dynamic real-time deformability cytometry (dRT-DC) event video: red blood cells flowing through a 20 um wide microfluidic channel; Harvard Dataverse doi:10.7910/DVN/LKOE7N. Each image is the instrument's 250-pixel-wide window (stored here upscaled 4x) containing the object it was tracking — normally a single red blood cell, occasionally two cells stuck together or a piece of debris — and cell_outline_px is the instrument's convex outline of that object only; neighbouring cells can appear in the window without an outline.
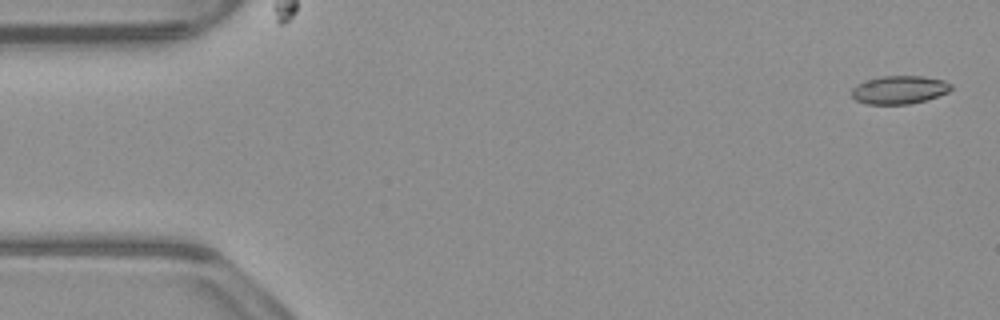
{"species": "common noctule bat (a hibernating species)", "species_latin": "Nyctalus noctula", "temperature_condition": "warm", "stored_images_in_passage": 54, "camera_frame_rate_fps": 3000, "um_per_image_px": 0.085, "animal": {"sex": "male", "body_mass_g": 23.1, "forearm_length_mm": 52.7}, "frame": {"image": 1, "passage_image": 2, "time_ms": 0.333, "image_size_px": [1000, 320], "cell_outline_px": [[952, 88], [948, 92], [924, 100], [908, 104], [868, 104], [856, 100], [852, 96], [852, 88], [856, 84], [864, 80], [884, 76], [924, 76], [944, 80], [952, 84]], "centroid_in_image_um": [76.43, 7.62], "position_along_channel_um": 8.6, "area_um2": 16.3}}
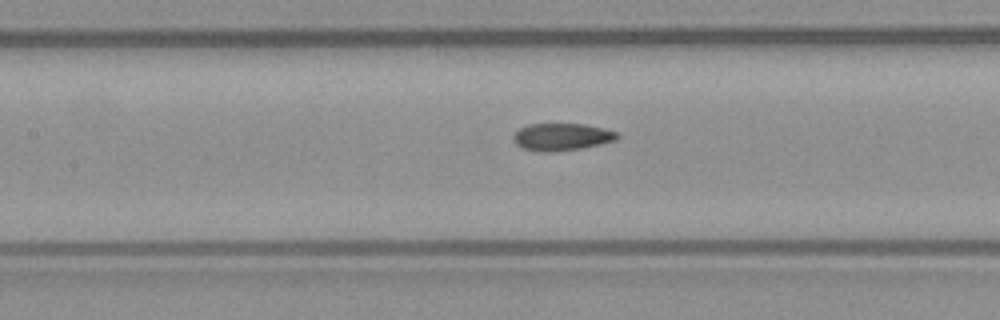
{"frame": {"image": 2, "passage_image": 24, "time_ms": 7.667, "image_size_px": [1000, 320], "cell_outline_px": [[620, 136], [616, 140], [600, 144], [580, 148], [552, 152], [536, 152], [524, 148], [516, 144], [512, 136], [520, 128], [528, 124], [584, 124], [604, 128], [616, 132]], "centroid_in_image_um": [47.74, 11.63], "position_along_channel_um": 159.7, "area_um2": 16.47}}
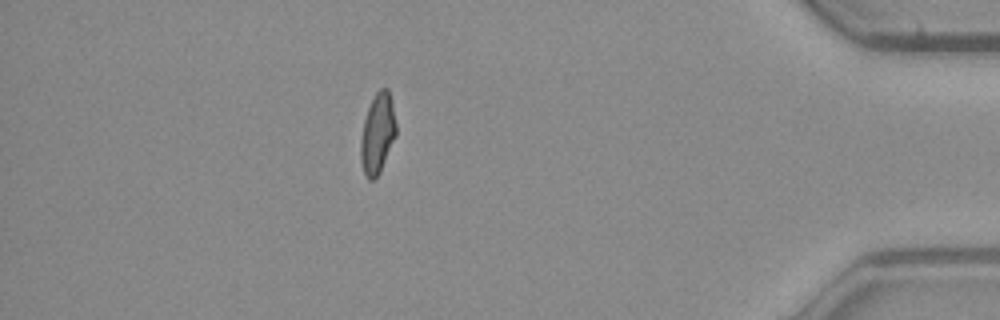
{"frame": {"image": 3, "passage_image": 47, "time_ms": 15.333, "image_size_px": [1000, 320], "cell_outline_px": [[396, 136], [380, 172], [372, 180], [368, 180], [364, 172], [360, 160], [360, 140], [364, 120], [368, 108], [376, 92], [380, 88], [388, 88], [392, 104], [396, 124]], "centroid_in_image_um": [32.08, 11.36], "position_along_channel_um": 403.1, "area_um2": 16.47}, "authors_computed_cell_mechanics": {"area_um2": 16.4152, "velocity_mm_per_s": 3.8611, "shape_relaxation_time_tau1_ms": null, "shape_relaxation_time_tau2_ms": 2.5484, "deformation_change_tau1": null, "deformation_change_tau2": 0.0792}}